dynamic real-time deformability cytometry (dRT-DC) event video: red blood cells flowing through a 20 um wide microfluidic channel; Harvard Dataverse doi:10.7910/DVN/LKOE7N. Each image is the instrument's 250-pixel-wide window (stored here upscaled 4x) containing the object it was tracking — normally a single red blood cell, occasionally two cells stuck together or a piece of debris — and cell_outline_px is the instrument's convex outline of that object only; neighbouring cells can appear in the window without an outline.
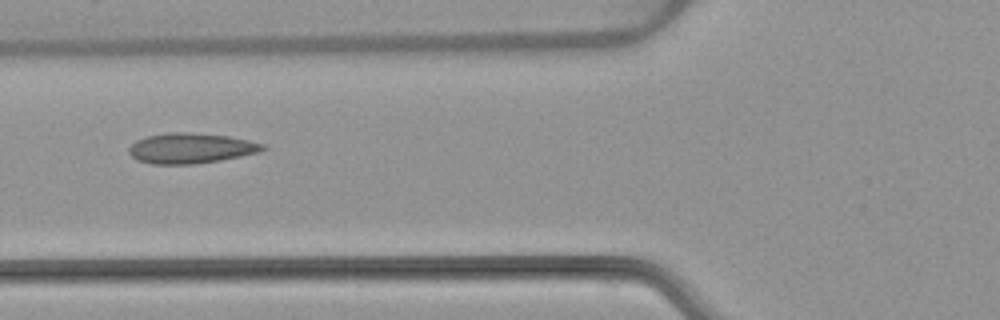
{"species": "common noctule bat (a hibernating species)", "species_latin": "Nyctalus noctula", "temperature_condition": "warm", "stored_images_in_passage": 4, "camera_frame_rate_fps": 3000, "um_per_image_px": 0.085, "animal": {"sex": "female", "body_mass_g": 22.7, "forearm_length_mm": 54.2}, "frame": {"image": 1, "passage_image": 4, "time_ms": 4.0, "image_size_px": [1000, 320], "cell_outline_px": [[268, 148], [256, 152], [240, 156], [220, 160], [196, 164], [152, 164], [136, 160], [128, 152], [128, 148], [136, 140], [148, 136], [168, 132], [192, 132], [228, 136], [248, 140], [264, 144]], "centroid_in_image_um": [16.19, 12.6], "position_along_channel_um": 109.6, "area_um2": 23.64}}